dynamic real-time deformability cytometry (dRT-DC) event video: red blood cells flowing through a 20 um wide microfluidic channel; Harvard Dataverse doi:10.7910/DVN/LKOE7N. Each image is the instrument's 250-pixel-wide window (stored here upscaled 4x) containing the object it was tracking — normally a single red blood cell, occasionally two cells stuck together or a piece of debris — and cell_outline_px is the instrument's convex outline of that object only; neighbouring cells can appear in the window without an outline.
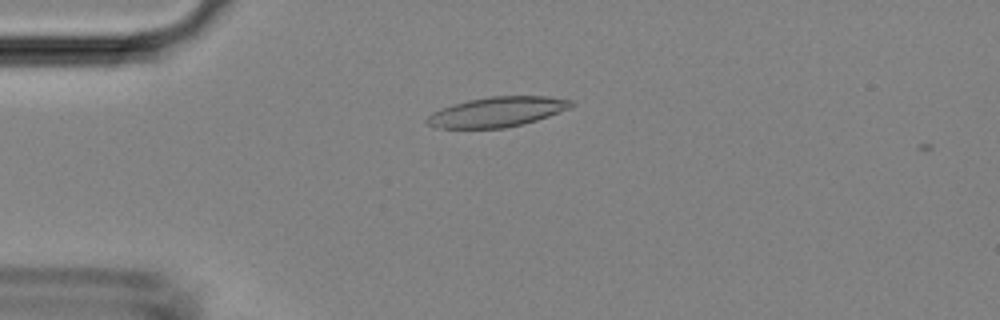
{"species": "Egyptian fruit bat (a non-hibernating species)", "species_latin": "Rousettus aegyptiacus", "temperature_condition": "room temperature", "stored_images_in_passage": 4, "camera_frame_rate_fps": 3000, "um_per_image_px": 0.085, "animal": {"sex": "female"}, "frame": {"image": 1, "passage_image": 3, "time_ms": 0.667, "image_size_px": [1000, 320], "cell_outline_px": [[576, 104], [568, 108], [548, 116], [524, 124], [504, 128], [436, 128], [428, 124], [424, 120], [432, 112], [468, 100], [492, 96], [548, 96], [572, 100]], "centroid_in_image_um": [42.27, 9.51], "position_along_channel_um": 42.7, "area_um2": 24.97}}